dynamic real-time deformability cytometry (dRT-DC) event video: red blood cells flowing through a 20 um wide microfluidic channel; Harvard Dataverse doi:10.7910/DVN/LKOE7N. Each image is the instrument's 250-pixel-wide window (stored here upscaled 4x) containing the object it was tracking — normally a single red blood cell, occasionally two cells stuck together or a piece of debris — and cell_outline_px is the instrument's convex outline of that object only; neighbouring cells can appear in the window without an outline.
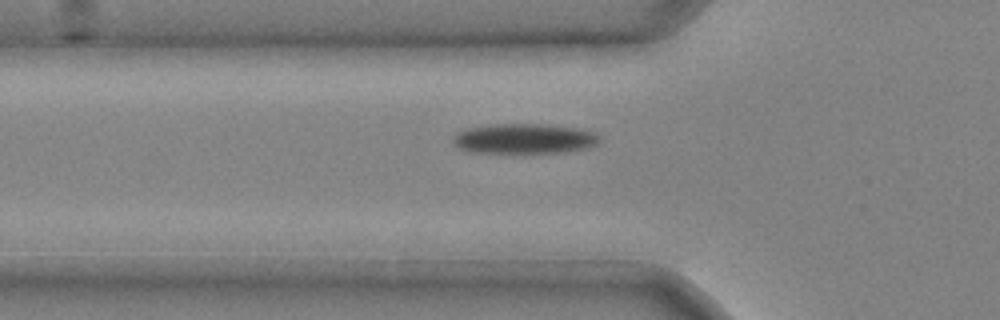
{"species": "common noctule bat (a hibernating species)", "species_latin": "Nyctalus noctula", "temperature_condition": "cold", "stored_images_in_passage": 3, "camera_frame_rate_fps": 3000, "um_per_image_px": 0.085, "animal": {"sex": "male", "body_mass_g": 20.4}, "frame": {"image": 1, "passage_image": 3, "time_ms": 0.667, "image_size_px": [1000, 320], "cell_outline_px": [[600, 140], [596, 144], [588, 148], [564, 152], [472, 152], [460, 148], [452, 144], [452, 136], [456, 132], [468, 128], [496, 124], [540, 124], [576, 128], [592, 132], [600, 136]], "centroid_in_image_um": [44.53, 11.78], "position_along_channel_um": 81.3, "area_um2": 25.43}}